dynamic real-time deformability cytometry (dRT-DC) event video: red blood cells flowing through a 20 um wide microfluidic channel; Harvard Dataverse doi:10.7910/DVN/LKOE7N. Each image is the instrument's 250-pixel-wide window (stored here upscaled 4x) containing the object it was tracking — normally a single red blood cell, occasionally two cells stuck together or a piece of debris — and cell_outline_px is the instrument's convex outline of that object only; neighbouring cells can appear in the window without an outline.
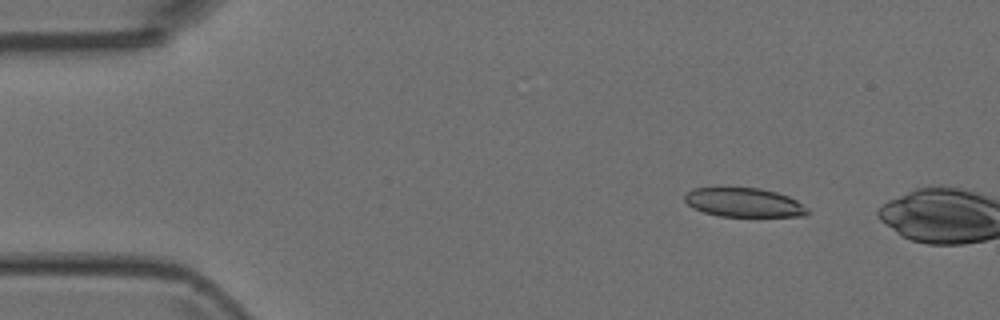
{"species": "Egyptian fruit bat (a non-hibernating species)", "species_latin": "Rousettus aegyptiacus", "temperature_condition": "room temperature", "stored_images_in_passage": 4, "camera_frame_rate_fps": 3000, "um_per_image_px": 0.085, "animal": {"sex": "female"}, "frame": {"image": 1, "passage_image": 4, "time_ms": 1.0, "image_size_px": [1000, 320], "cell_outline_px": [[808, 212], [804, 216], [720, 216], [704, 212], [692, 208], [684, 200], [684, 196], [692, 188], [760, 188], [776, 192], [788, 196], [796, 200], [808, 208]], "centroid_in_image_um": [63.22, 17.21], "position_along_channel_um": 21.8, "area_um2": 20.63}}